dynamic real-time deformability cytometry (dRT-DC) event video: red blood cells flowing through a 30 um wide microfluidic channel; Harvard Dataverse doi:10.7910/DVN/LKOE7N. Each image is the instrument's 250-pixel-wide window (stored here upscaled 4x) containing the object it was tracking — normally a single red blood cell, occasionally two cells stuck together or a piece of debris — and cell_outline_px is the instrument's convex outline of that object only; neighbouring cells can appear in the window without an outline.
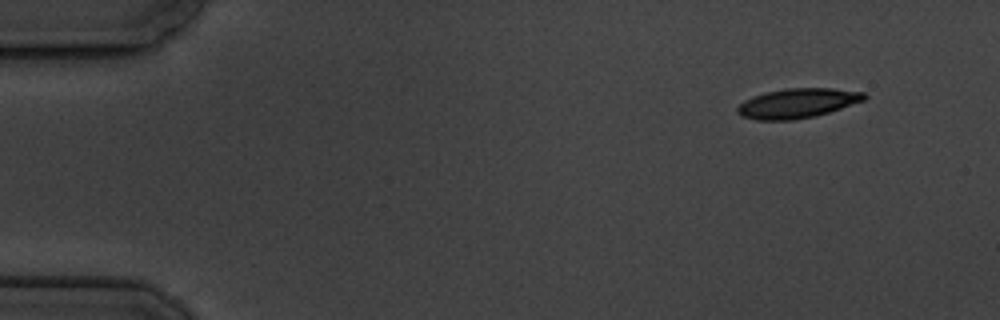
{"species": "common noctule bat (a hibernating species)", "species_latin": "Nyctalus noctula", "temperature_condition": "cold", "stored_images_in_passage": 4, "segment_of_instrument_passage": [2, 2], "camera_frame_rate_fps": 3000, "um_per_image_px": 0.085, "animal": {"sex": "male", "body_mass_g": 19.5, "forearm_length_mm": 54.6}, "frame": {"image": 1, "passage_image": 4, "time_ms": 3.667, "image_size_px": [1000, 320], "cell_outline_px": [[868, 96], [864, 100], [816, 116], [792, 120], [756, 120], [740, 116], [736, 112], [736, 108], [744, 100], [752, 96], [764, 92], [784, 88], [832, 88], [864, 92]], "centroid_in_image_um": [67.74, 8.77], "position_along_channel_um": 17.3, "area_um2": 22.02}}